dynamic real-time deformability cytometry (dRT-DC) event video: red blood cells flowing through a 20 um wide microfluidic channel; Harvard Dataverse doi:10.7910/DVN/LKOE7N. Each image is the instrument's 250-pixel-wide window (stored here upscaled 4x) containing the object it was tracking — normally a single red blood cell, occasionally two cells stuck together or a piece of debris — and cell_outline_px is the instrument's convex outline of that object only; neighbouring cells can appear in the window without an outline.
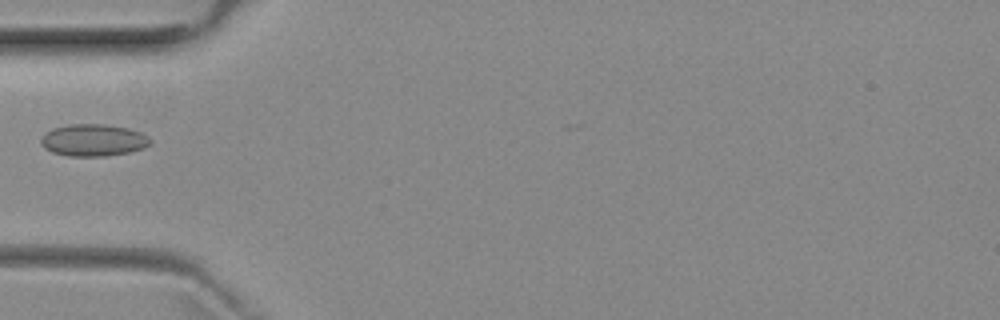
{"species": "common noctule bat (a hibernating species)", "species_latin": "Nyctalus noctula", "temperature_condition": "room temperature", "stored_images_in_passage": 5, "camera_frame_rate_fps": 3000, "um_per_image_px": 0.085, "animal": {"sex": "female", "body_mass_g": 29.2, "forearm_length_mm": 56.3}, "frame": {"image": 1, "passage_image": 4, "time_ms": 3.667, "image_size_px": [1000, 320], "cell_outline_px": [[152, 144], [144, 148], [128, 152], [104, 156], [68, 156], [52, 152], [44, 148], [40, 144], [40, 140], [44, 132], [52, 128], [68, 124], [104, 124], [128, 128], [140, 132], [148, 136], [152, 140]], "centroid_in_image_um": [7.92, 11.91], "position_along_channel_um": 77.1, "area_um2": 20.63}}
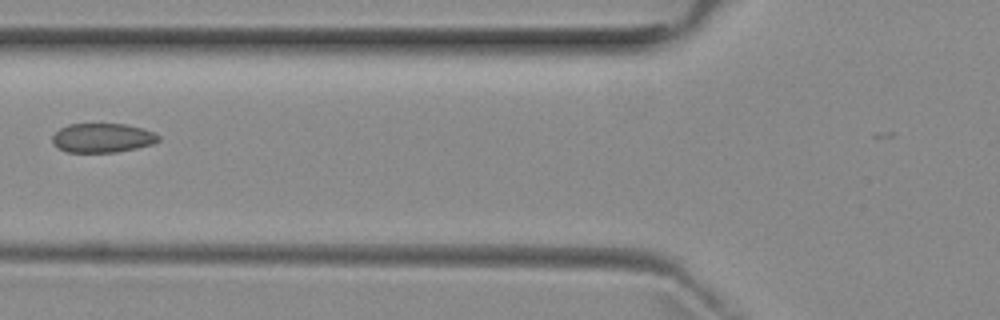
{"frame": {"image": 2, "passage_image": 5, "time_ms": 4.667, "image_size_px": [1000, 320], "cell_outline_px": [[160, 140], [152, 144], [136, 148], [116, 152], [68, 152], [52, 144], [52, 136], [60, 128], [68, 124], [128, 124], [144, 128], [160, 136]], "centroid_in_image_um": [8.71, 11.71], "position_along_channel_um": 117.1, "area_um2": 18.09}}